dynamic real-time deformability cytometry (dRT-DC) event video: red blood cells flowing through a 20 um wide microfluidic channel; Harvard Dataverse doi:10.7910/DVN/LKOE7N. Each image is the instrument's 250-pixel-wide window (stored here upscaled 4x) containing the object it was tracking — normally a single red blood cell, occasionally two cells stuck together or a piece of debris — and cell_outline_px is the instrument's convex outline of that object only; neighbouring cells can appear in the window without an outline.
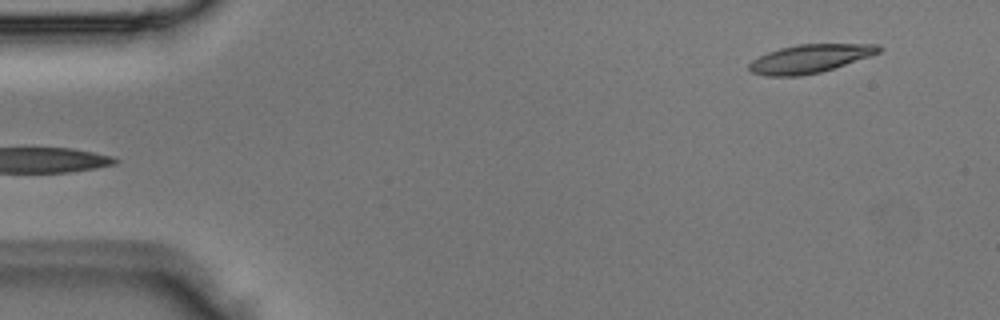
{"species": "Egyptian fruit bat (a non-hibernating species)", "species_latin": "Rousettus aegyptiacus", "temperature_condition": "room temperature", "stored_images_in_passage": 2, "segment_of_instrument_passage": [2, 2], "camera_frame_rate_fps": 3000, "um_per_image_px": 0.085, "animal": {"sex": "male"}, "frame": {"image": 1, "passage_image": 2, "time_ms": 0.333, "image_size_px": [1000, 320], "cell_outline_px": [[884, 48], [880, 52], [820, 72], [800, 76], [764, 76], [752, 72], [748, 68], [748, 64], [752, 60], [768, 52], [780, 48], [796, 44], [876, 44]], "centroid_in_image_um": [68.79, 4.98], "position_along_channel_um": 16.2, "area_um2": 21.21}}